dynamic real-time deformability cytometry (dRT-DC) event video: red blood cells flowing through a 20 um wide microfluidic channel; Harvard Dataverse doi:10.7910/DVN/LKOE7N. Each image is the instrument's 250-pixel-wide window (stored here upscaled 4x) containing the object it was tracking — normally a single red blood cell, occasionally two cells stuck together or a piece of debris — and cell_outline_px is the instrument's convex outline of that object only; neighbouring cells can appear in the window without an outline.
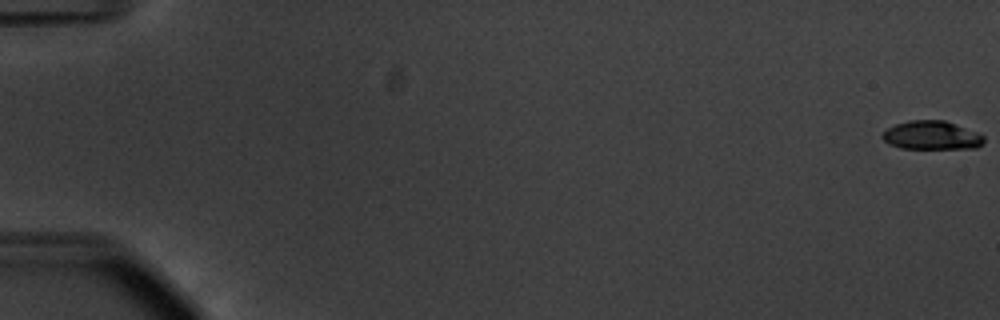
{"species": "common noctule bat (a hibernating species)", "species_latin": "Nyctalus noctula", "temperature_condition": "warm", "stored_images_in_passage": 50, "camera_frame_rate_fps": 3000, "um_per_image_px": 0.085, "animal": {"sex": "male", "body_mass_g": 20.1, "forearm_length_mm": 53.5}, "frame": {"image": 1, "passage_image": 1, "time_ms": 0.0, "image_size_px": [1000, 320], "cell_outline_px": [[984, 144], [976, 148], [900, 148], [888, 144], [880, 136], [888, 128], [896, 124], [912, 120], [944, 120], [976, 132], [984, 136]], "centroid_in_image_um": [79.19, 11.51], "position_along_channel_um": 5.8, "area_um2": 16.82}}
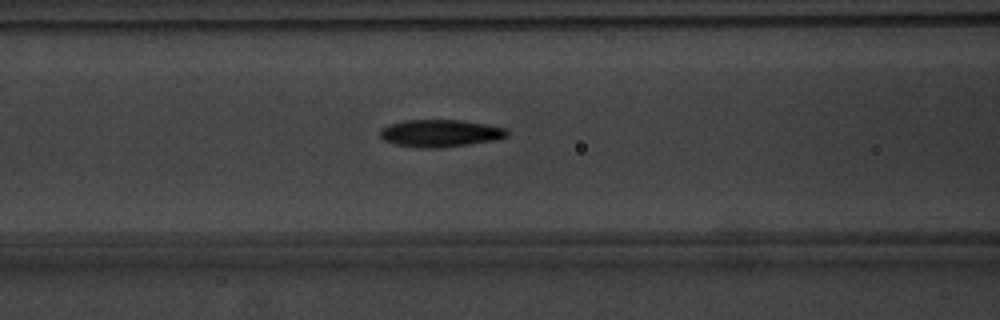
{"frame": {"image": 2, "passage_image": 25, "time_ms": 8.0, "image_size_px": [1000, 320], "cell_outline_px": [[508, 136], [496, 140], [468, 144], [436, 148], [416, 148], [396, 144], [384, 140], [380, 136], [380, 128], [388, 124], [404, 120], [460, 120], [488, 124], [508, 128]], "centroid_in_image_um": [37.43, 11.32], "position_along_channel_um": 129.2, "area_um2": 20.4}}
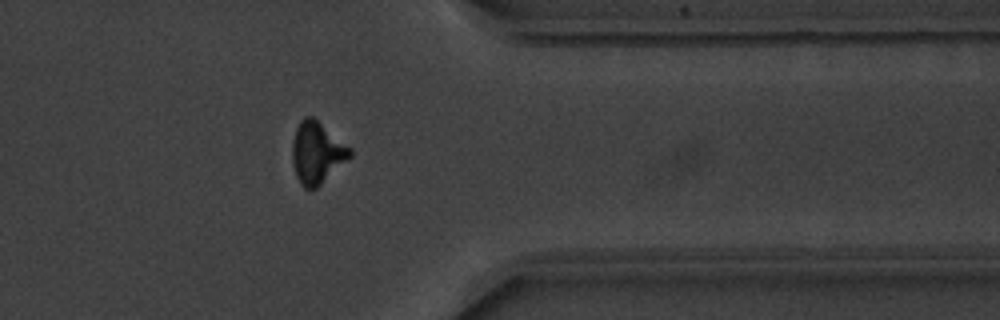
{"frame": {"image": 3, "passage_image": 46, "time_ms": 15.0, "image_size_px": [1000, 320], "cell_outline_px": [[352, 156], [316, 188], [304, 188], [300, 184], [296, 176], [292, 160], [292, 144], [296, 128], [300, 120], [304, 116], [312, 116], [352, 148]], "centroid_in_image_um": [26.94, 12.97], "position_along_channel_um": 384.5, "area_um2": 20.69}}